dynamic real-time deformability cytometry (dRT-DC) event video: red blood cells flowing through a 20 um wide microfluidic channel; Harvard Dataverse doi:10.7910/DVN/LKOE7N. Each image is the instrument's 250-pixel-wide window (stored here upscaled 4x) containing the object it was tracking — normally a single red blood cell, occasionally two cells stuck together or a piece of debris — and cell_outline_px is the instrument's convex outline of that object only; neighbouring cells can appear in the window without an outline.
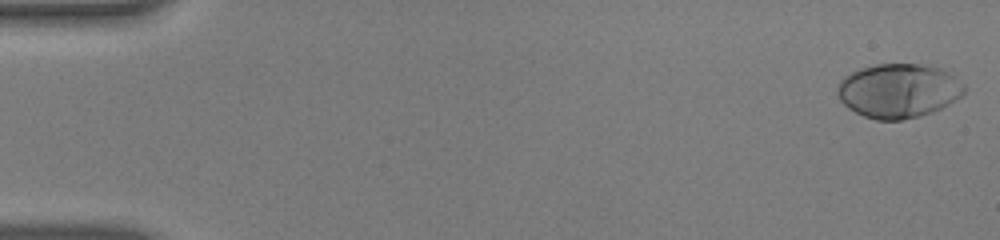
{"species": "human", "species_latin": "Homo sapiens", "temperature_condition": "warm", "stored_images_in_passage": 54, "camera_frame_rate_fps": 3000, "um_per_image_px": 0.085, "donor": {"sex": "male"}, "frame": {"image": 1, "passage_image": 1, "time_ms": 0.0, "image_size_px": [1000, 240], "cell_outline_px": [[968, 88], [956, 100], [932, 112], [920, 116], [900, 120], [876, 120], [864, 116], [848, 108], [840, 100], [836, 92], [836, 88], [840, 80], [844, 76], [860, 68], [876, 64], [920, 64], [952, 68]], "centroid_in_image_um": [76.45, 7.68], "position_along_channel_um": 8.6, "area_um2": 40.98}}
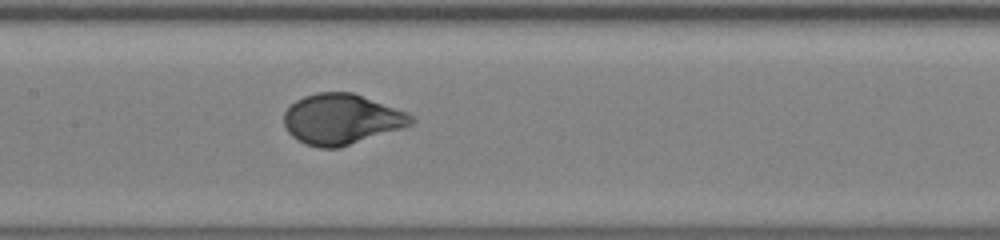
{"frame": {"image": 2, "passage_image": 27, "time_ms": 8.667, "image_size_px": [1000, 240], "cell_outline_px": [[416, 120], [412, 124], [404, 128], [340, 148], [320, 148], [304, 144], [296, 140], [288, 132], [284, 124], [284, 112], [296, 100], [304, 96], [316, 92], [352, 92], [408, 112]], "centroid_in_image_um": [29.04, 10.14], "position_along_channel_um": 178.4, "area_um2": 37.74}}
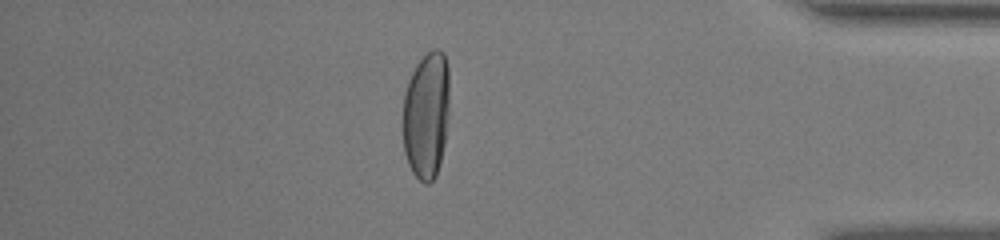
{"frame": {"image": 3, "passage_image": 47, "time_ms": 15.333, "image_size_px": [1000, 240], "cell_outline_px": [[448, 112], [444, 144], [440, 164], [436, 176], [428, 184], [424, 184], [412, 172], [408, 164], [404, 152], [404, 92], [408, 80], [416, 64], [432, 48], [436, 48], [444, 52], [448, 68]], "centroid_in_image_um": [36.24, 9.78], "position_along_channel_um": 399.0, "area_um2": 34.51}, "authors_computed_cell_mechanics": {"area_um2": 37.8012, "velocity_mm_per_s": 3.7977, "shape_relaxation_time_tau1_ms": 3.206, "shape_relaxation_time_tau2_ms": null, "deformation_change_tau1": 0.2162, "deformation_change_tau2": null}}